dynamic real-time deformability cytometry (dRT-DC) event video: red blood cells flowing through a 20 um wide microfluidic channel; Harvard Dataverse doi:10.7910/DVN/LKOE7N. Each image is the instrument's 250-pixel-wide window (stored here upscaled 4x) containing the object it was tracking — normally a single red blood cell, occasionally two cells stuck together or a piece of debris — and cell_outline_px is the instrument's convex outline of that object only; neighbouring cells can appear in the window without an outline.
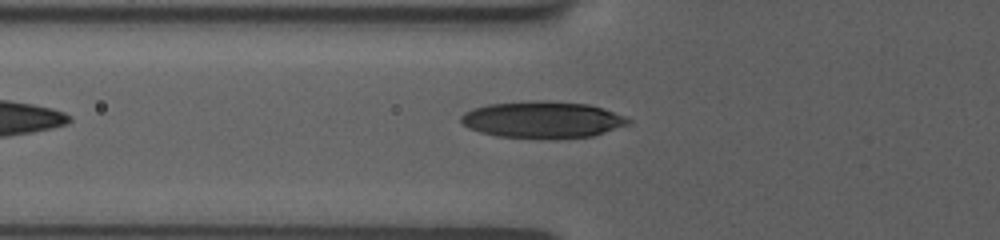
{"species": "human", "species_latin": "Homo sapiens", "temperature_condition": "room temperature", "stored_images_in_passage": 35, "camera_frame_rate_fps": 3000, "um_per_image_px": 0.085, "donor": {"sex": "female"}, "frame": {"image": 1, "passage_image": 2, "time_ms": 0.333, "image_size_px": [1000, 240], "cell_outline_px": [[632, 120], [628, 124], [592, 136], [556, 140], [540, 140], [496, 136], [480, 132], [468, 128], [460, 120], [460, 116], [464, 112], [472, 108], [488, 104], [532, 100], [544, 100], [588, 104], [604, 108], [624, 116]], "centroid_in_image_um": [46.08, 10.19], "position_along_channel_um": 79.7, "area_um2": 36.53}}
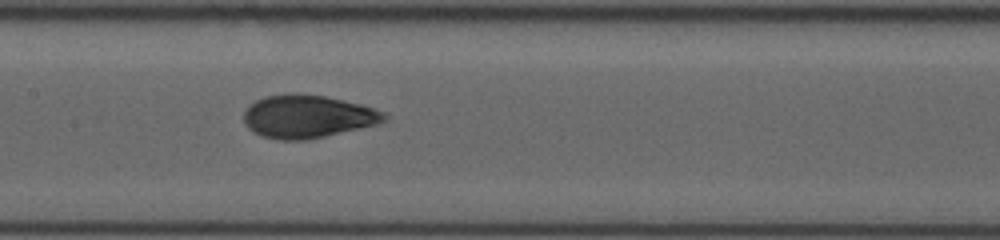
{"frame": {"image": 2, "passage_image": 8, "time_ms": 3.0, "image_size_px": [1000, 240], "cell_outline_px": [[388, 120], [376, 124], [308, 140], [276, 140], [264, 136], [248, 128], [244, 120], [244, 112], [248, 104], [264, 96], [292, 92], [296, 92], [324, 96], [360, 104], [384, 112], [388, 116]], "centroid_in_image_um": [26.11, 9.89], "position_along_channel_um": 181.3, "area_um2": 35.2}}
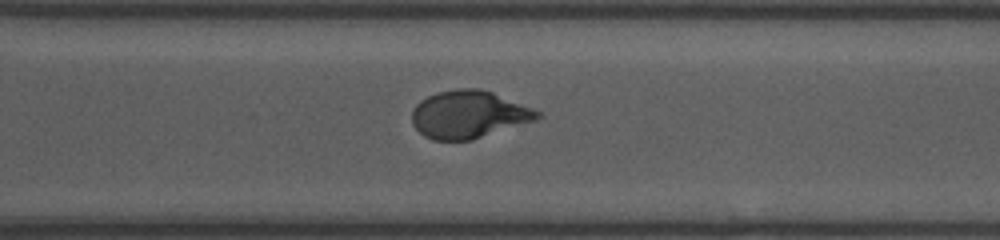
{"frame": {"image": 3, "passage_image": 19, "time_ms": 7.0, "image_size_px": [1000, 240], "cell_outline_px": [[544, 116], [536, 120], [472, 140], [432, 140], [424, 136], [412, 124], [412, 108], [420, 100], [436, 92], [456, 88], [480, 88], [492, 92], [532, 108], [540, 112]], "centroid_in_image_um": [39.82, 9.72], "position_along_channel_um": 330.8, "area_um2": 34.91}}